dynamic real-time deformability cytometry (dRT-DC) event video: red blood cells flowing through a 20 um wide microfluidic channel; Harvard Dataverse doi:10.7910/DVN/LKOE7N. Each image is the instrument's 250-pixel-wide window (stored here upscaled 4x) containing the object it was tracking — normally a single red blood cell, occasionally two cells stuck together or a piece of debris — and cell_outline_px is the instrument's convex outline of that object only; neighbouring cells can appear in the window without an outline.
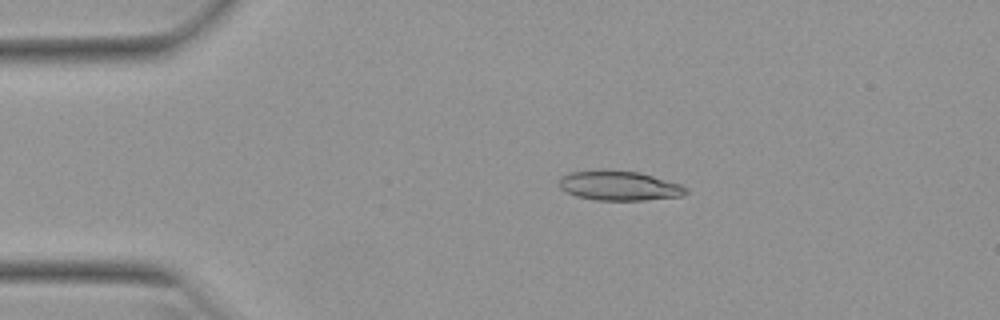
{"species": "Egyptian fruit bat (a non-hibernating species)", "species_latin": "Rousettus aegyptiacus", "temperature_condition": "warm", "stored_images_in_passage": 42, "camera_frame_rate_fps": 3000, "um_per_image_px": 0.085, "animal": {"sex": "female"}, "frame": {"image": 1, "passage_image": 1, "time_ms": 0.0, "image_size_px": [1000, 320], "cell_outline_px": [[688, 192], [684, 196], [644, 200], [596, 200], [576, 196], [560, 188], [560, 176], [568, 172], [600, 168], [640, 172], [680, 184], [688, 188]], "centroid_in_image_um": [52.62, 15.76], "position_along_channel_um": 32.4, "area_um2": 22.31}}
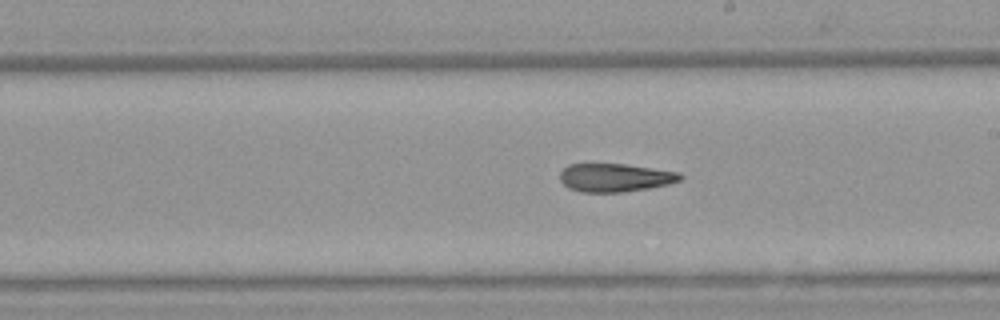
{"frame": {"image": 2, "passage_image": 20, "time_ms": 6.333, "image_size_px": [1000, 320], "cell_outline_px": [[684, 176], [680, 180], [668, 184], [648, 188], [624, 192], [580, 192], [568, 188], [560, 180], [560, 172], [568, 164], [624, 164], [680, 172]], "centroid_in_image_um": [52.27, 15.1], "position_along_channel_um": 236.7, "area_um2": 19.83}}
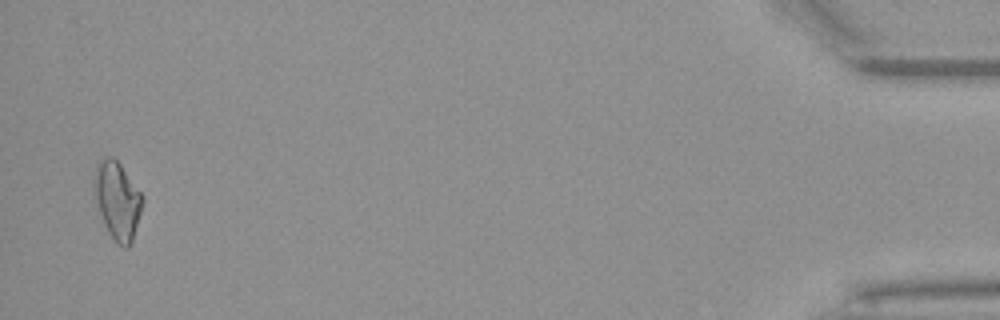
{"frame": {"image": 3, "passage_image": 41, "time_ms": 13.333, "image_size_px": [1000, 320], "cell_outline_px": [[144, 200], [132, 240], [128, 248], [124, 248], [116, 244], [108, 232], [104, 224], [96, 200], [92, 180], [92, 176], [96, 164], [100, 160], [108, 156], [112, 156], [120, 164], [144, 196]], "centroid_in_image_um": [9.96, 17.02], "position_along_channel_um": 425.2, "area_um2": 21.91}, "authors_computed_cell_mechanics": {"area_um2": 20.8369, "velocity_mm_per_s": 3.963, "shape_relaxation_time_tau1_ms": null, "shape_relaxation_time_tau2_ms": 3.6199, "deformation_change_tau1": null, "deformation_change_tau2": 0.1378}}